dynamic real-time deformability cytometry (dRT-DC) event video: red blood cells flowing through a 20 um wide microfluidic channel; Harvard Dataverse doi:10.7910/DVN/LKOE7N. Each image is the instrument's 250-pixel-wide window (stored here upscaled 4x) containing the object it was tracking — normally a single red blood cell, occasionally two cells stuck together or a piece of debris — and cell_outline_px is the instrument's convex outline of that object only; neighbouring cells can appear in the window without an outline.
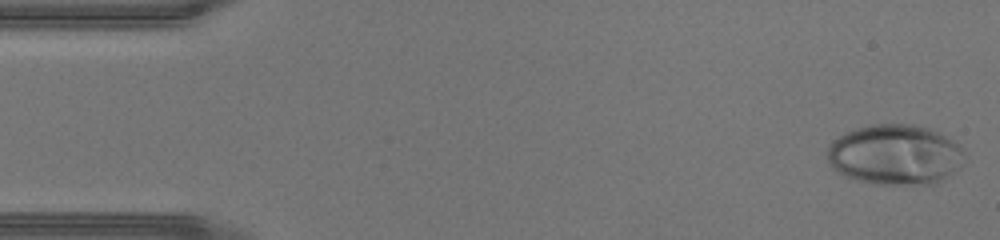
{"species": "human", "species_latin": "Homo sapiens", "temperature_condition": "warm", "stored_images_in_passage": 44, "camera_frame_rate_fps": 3000, "um_per_image_px": 0.085, "donor": {"sex": "male"}, "frame": {"image": 1, "passage_image": 1, "time_ms": 0.0, "image_size_px": [1000, 240], "cell_outline_px": [[964, 156], [960, 164], [952, 172], [936, 184], [872, 184], [856, 180], [844, 176], [836, 172], [828, 164], [824, 152], [828, 144], [832, 140], [844, 132], [856, 128], [872, 124], [912, 124], [928, 128], [940, 132], [960, 144], [964, 152]], "centroid_in_image_um": [76.01, 13.14], "position_along_channel_um": 9.0, "area_um2": 48.9}}
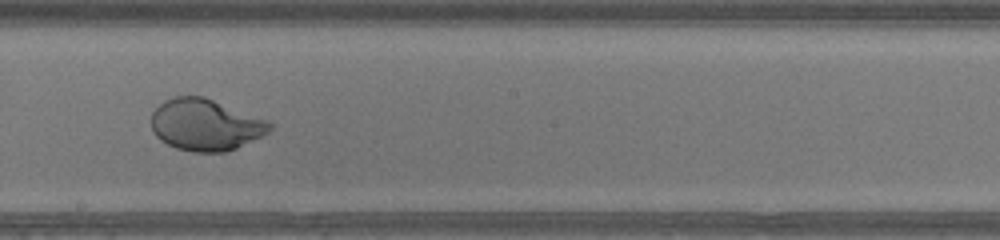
{"frame": {"image": 2, "passage_image": 24, "time_ms": 7.667, "image_size_px": [1000, 240], "cell_outline_px": [[272, 128], [268, 132], [236, 148], [224, 152], [192, 152], [176, 148], [160, 140], [152, 132], [152, 112], [164, 100], [172, 96], [204, 96], [268, 120], [272, 124]], "centroid_in_image_um": [17.44, 10.6], "position_along_channel_um": 230.8, "area_um2": 35.6}}
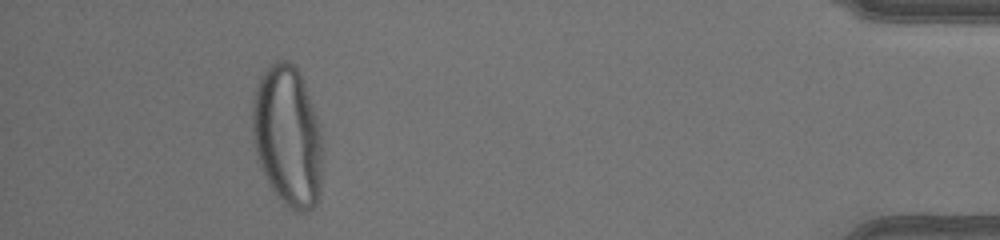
{"frame": {"image": 3, "passage_image": 40, "time_ms": 13.0, "image_size_px": [1000, 240], "cell_outline_px": [[324, 152], [320, 200], [312, 208], [304, 212], [296, 212], [284, 204], [276, 196], [256, 156], [252, 136], [252, 100], [256, 84], [260, 76], [268, 64], [276, 60], [288, 60], [296, 68], [300, 76], [316, 116], [320, 128]], "centroid_in_image_um": [24.45, 11.61], "position_along_channel_um": 410.7, "area_um2": 58.26}}